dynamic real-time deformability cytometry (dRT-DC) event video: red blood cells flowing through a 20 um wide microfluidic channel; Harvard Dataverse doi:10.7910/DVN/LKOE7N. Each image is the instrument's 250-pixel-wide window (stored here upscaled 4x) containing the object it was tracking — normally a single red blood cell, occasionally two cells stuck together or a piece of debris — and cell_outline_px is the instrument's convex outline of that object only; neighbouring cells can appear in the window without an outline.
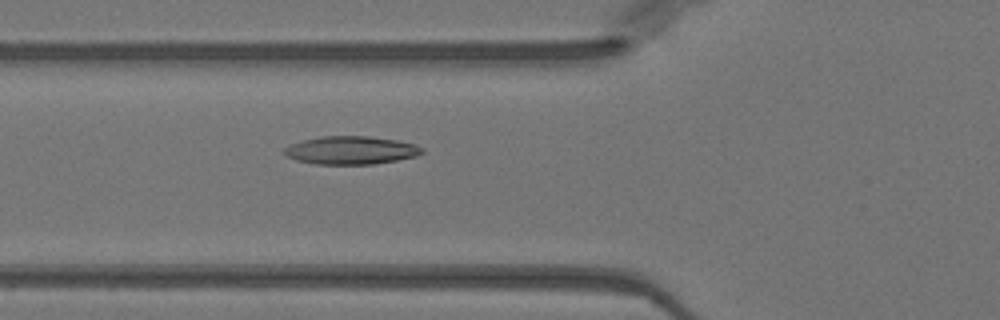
{"species": "Egyptian fruit bat (a non-hibernating species)", "species_latin": "Rousettus aegyptiacus", "temperature_condition": "warm", "stored_images_in_passage": 46, "camera_frame_rate_fps": 3000, "um_per_image_px": 0.085, "animal": {"sex": "female"}, "frame": {"image": 1, "passage_image": 14, "time_ms": 4.333, "image_size_px": [1000, 320], "cell_outline_px": [[424, 152], [416, 156], [396, 160], [372, 164], [316, 164], [296, 160], [288, 156], [284, 152], [284, 148], [292, 144], [304, 140], [320, 136], [368, 136], [396, 140], [416, 144], [424, 148]], "centroid_in_image_um": [29.86, 12.77], "position_along_channel_um": 95.9, "area_um2": 22.43}}
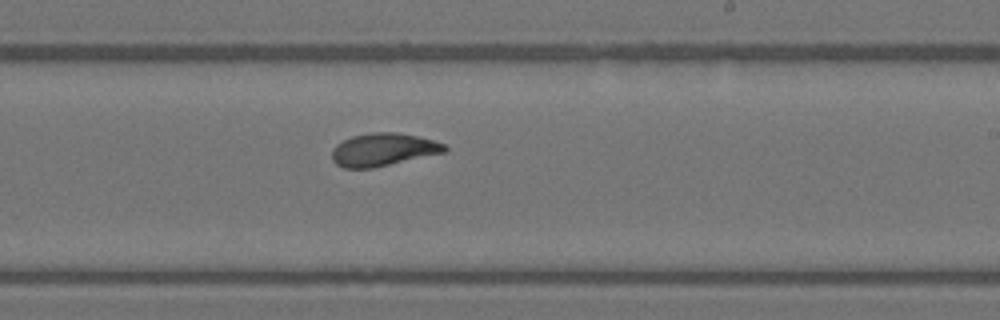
{"frame": {"image": 2, "passage_image": 26, "time_ms": 8.333, "image_size_px": [1000, 320], "cell_outline_px": [[448, 148], [444, 152], [372, 168], [344, 168], [336, 164], [332, 160], [332, 148], [336, 144], [352, 136], [372, 132], [396, 132], [416, 136], [432, 140], [444, 144]], "centroid_in_image_um": [32.52, 12.71], "position_along_channel_um": 256.5, "area_um2": 21.33}}
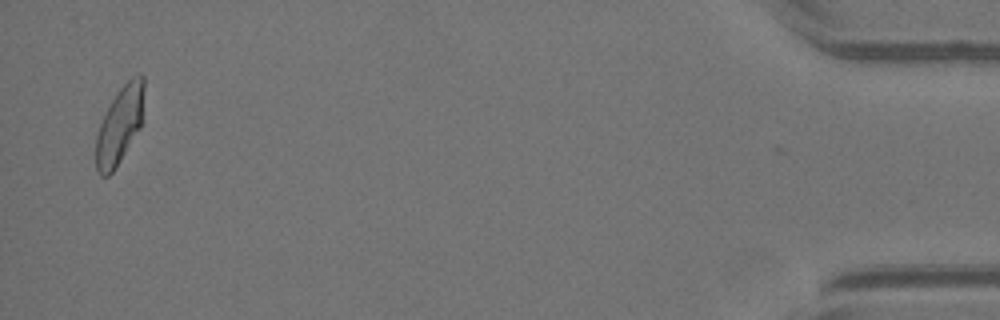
{"frame": {"image": 3, "passage_image": 45, "time_ms": 14.667, "image_size_px": [1000, 320], "cell_outline_px": [[144, 88], [140, 128], [116, 168], [108, 176], [100, 176], [96, 168], [96, 136], [100, 124], [112, 100], [120, 88], [132, 76], [140, 72], [144, 76]], "centroid_in_image_um": [10.18, 10.64], "position_along_channel_um": 425.0, "area_um2": 21.44}, "authors_computed_cell_mechanics": {"area_um2": 21.9351, "velocity_mm_per_s": 4.002, "shape_relaxation_time_tau1_ms": 7.1862, "shape_relaxation_time_tau2_ms": 1.6733, "deformation_change_tau1": 0.2133, "deformation_change_tau2": 0.0834}}